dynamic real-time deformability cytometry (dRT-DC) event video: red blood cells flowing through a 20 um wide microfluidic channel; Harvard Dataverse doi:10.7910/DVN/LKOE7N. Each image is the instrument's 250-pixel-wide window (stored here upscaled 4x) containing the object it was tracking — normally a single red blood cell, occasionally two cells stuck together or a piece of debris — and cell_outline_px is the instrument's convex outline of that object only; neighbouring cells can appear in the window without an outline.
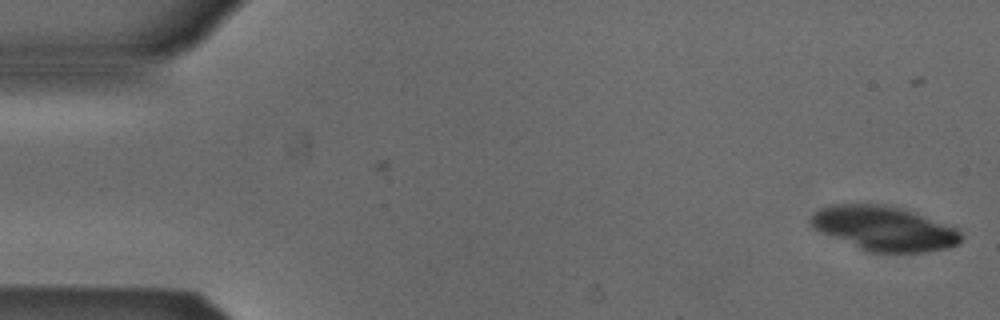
{"species": "Egyptian fruit bat (a non-hibernating species)", "species_latin": "Rousettus aegyptiacus", "temperature_condition": "cold", "stored_images_in_passage": 11, "camera_frame_rate_fps": 3000, "um_per_image_px": 0.085, "animal": {"sex": "male"}, "frame": {"image": 1, "passage_image": 1, "time_ms": 0.0, "image_size_px": [1000, 320], "cell_outline_px": [[964, 236], [956, 244], [948, 248], [924, 252], [864, 252], [820, 232], [812, 228], [808, 220], [820, 208], [832, 204], [884, 204], [904, 208], [956, 228]], "centroid_in_image_um": [75.11, 19.42], "position_along_channel_um": 9.9, "area_um2": 39.25}}